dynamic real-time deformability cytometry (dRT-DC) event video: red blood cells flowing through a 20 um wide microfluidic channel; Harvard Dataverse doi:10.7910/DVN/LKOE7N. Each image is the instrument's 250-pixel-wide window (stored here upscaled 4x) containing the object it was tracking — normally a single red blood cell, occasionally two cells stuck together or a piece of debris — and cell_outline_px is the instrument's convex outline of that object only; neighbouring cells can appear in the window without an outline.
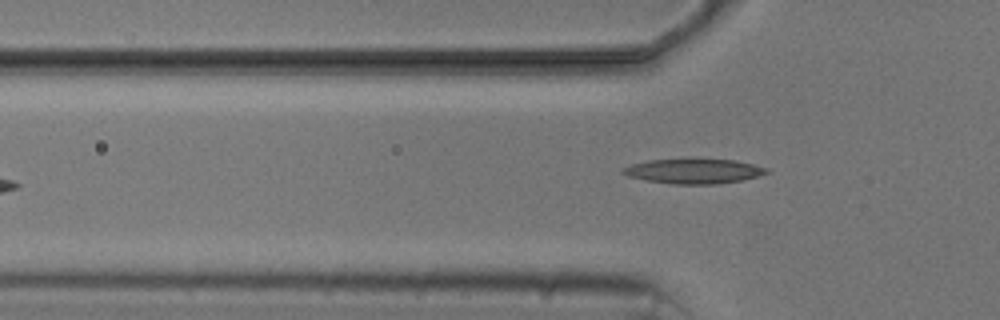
{"species": "common noctule bat (a hibernating species)", "species_latin": "Nyctalus noctula", "temperature_condition": "cold", "stored_images_in_passage": 6, "camera_frame_rate_fps": 3000, "um_per_image_px": 0.085, "animal": {"sex": "male", "body_mass_g": 20.5, "forearm_length_mm": 52.5}, "frame": {"image": 1, "passage_image": 6, "time_ms": 6.0, "image_size_px": [1000, 320], "cell_outline_px": [[772, 172], [740, 180], [716, 184], [672, 184], [644, 180], [628, 176], [620, 172], [620, 168], [632, 164], [648, 160], [736, 160], [768, 168]], "centroid_in_image_um": [58.93, 14.56], "position_along_channel_um": 66.9, "area_um2": 20.52}}